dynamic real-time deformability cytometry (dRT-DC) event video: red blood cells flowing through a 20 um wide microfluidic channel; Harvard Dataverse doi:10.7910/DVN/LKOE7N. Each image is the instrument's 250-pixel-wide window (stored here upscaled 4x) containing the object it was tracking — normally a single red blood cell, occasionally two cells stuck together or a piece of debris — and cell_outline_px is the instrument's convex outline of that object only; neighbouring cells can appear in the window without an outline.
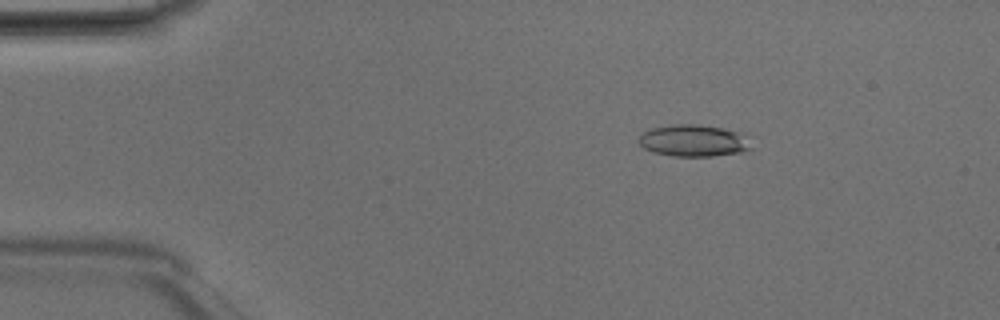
{"species": "Egyptian fruit bat (a non-hibernating species)", "species_latin": "Rousettus aegyptiacus", "temperature_condition": "room temperature", "stored_images_in_passage": 48, "camera_frame_rate_fps": 3000, "um_per_image_px": 0.085, "animal": {"sex": "male"}, "frame": {"image": 1, "passage_image": 8, "time_ms": 2.333, "image_size_px": [1000, 320], "cell_outline_px": [[752, 148], [740, 152], [712, 156], [672, 156], [652, 152], [644, 148], [640, 144], [640, 136], [644, 132], [652, 128], [672, 124], [696, 124], [724, 128], [740, 132]], "centroid_in_image_um": [58.92, 11.95], "position_along_channel_um": 26.1, "area_um2": 20.63}}
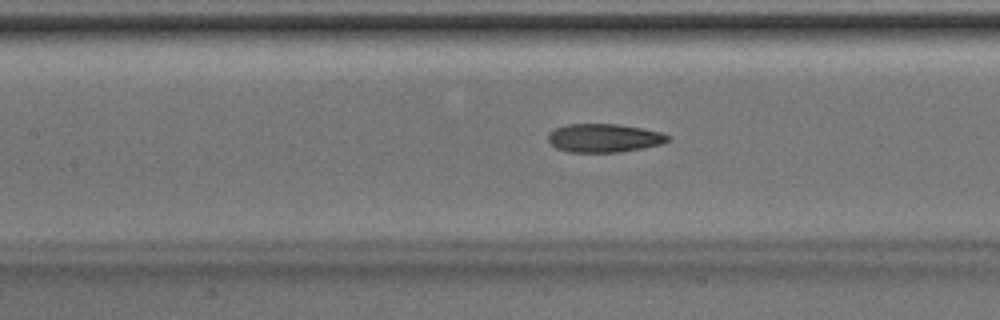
{"frame": {"image": 2, "passage_image": 22, "time_ms": 7.0, "image_size_px": [1000, 320], "cell_outline_px": [[672, 140], [660, 144], [620, 152], [568, 152], [556, 148], [548, 140], [548, 132], [564, 124], [620, 124], [660, 132], [672, 136]], "centroid_in_image_um": [51.34, 11.72], "position_along_channel_um": 156.1, "area_um2": 19.94}}
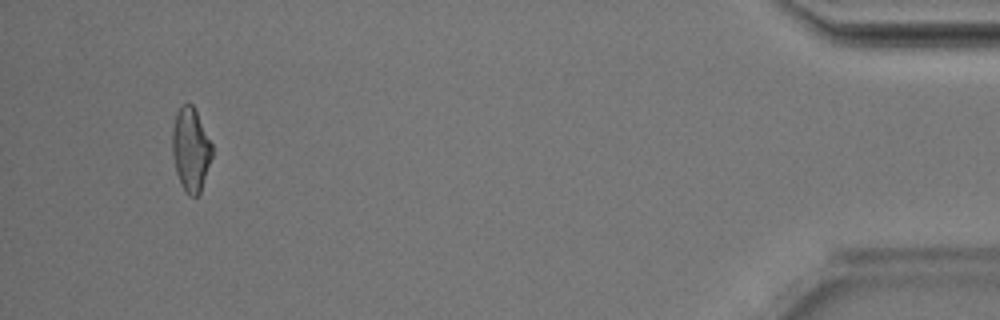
{"frame": {"image": 3, "passage_image": 46, "time_ms": 15.0, "image_size_px": [1000, 320], "cell_outline_px": [[212, 156], [200, 192], [196, 196], [188, 196], [176, 172], [172, 152], [172, 128], [176, 112], [180, 104], [192, 104], [212, 144]], "centroid_in_image_um": [16.19, 12.68], "position_along_channel_um": 419.0, "area_um2": 19.13}, "authors_computed_cell_mechanics": {"area_um2": 19.941, "velocity_mm_per_s": 4.1986, "shape_relaxation_time_tau1_ms": 7.8465, "shape_relaxation_time_tau2_ms": 1.6055, "deformation_change_tau1": 0.213, "deformation_change_tau2": 0.1014}}